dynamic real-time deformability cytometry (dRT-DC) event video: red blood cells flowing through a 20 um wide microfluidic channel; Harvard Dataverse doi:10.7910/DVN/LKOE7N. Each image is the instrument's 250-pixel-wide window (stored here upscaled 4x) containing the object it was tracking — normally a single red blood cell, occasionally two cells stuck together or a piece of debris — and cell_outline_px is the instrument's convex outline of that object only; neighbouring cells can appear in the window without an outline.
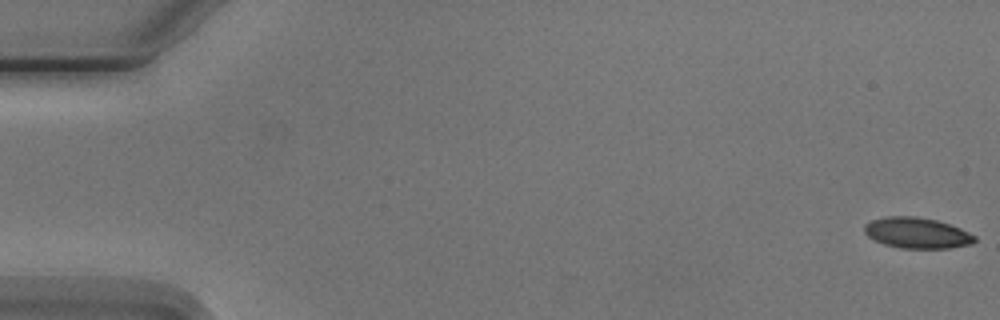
{"species": "Egyptian fruit bat (a non-hibernating species)", "species_latin": "Rousettus aegyptiacus", "temperature_condition": "cold", "stored_images_in_passage": 5, "camera_frame_rate_fps": 3000, "um_per_image_px": 0.085, "animal": {"sex": "male"}, "frame": {"image": 1, "passage_image": 1, "time_ms": 0.0, "image_size_px": [1000, 320], "cell_outline_px": [[976, 240], [972, 244], [948, 248], [900, 248], [884, 244], [872, 240], [864, 232], [864, 224], [872, 220], [888, 216], [916, 216], [936, 220], [960, 228], [976, 236]], "centroid_in_image_um": [77.92, 19.8], "position_along_channel_um": 7.1, "area_um2": 19.83}}
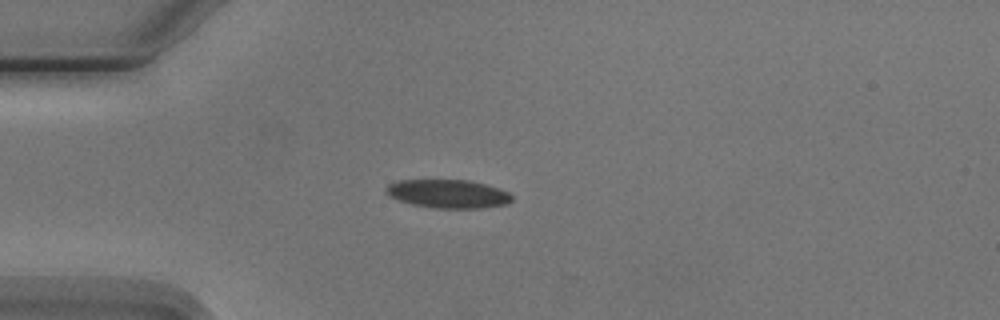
{"frame": {"image": 2, "passage_image": 5, "time_ms": 4.667, "image_size_px": [1000, 320], "cell_outline_px": [[512, 200], [508, 204], [484, 208], [432, 208], [412, 204], [400, 200], [384, 192], [384, 188], [388, 184], [396, 180], [468, 180], [484, 184], [508, 192], [512, 196]], "centroid_in_image_um": [38.07, 16.47], "position_along_channel_um": 46.9, "area_um2": 20.87}}